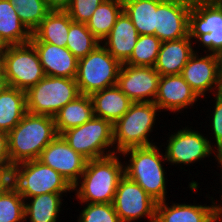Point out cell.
Instances as JSON below:
<instances>
[{
	"label": "cell",
	"instance_id": "6da1fadb",
	"mask_svg": "<svg viewBox=\"0 0 222 222\" xmlns=\"http://www.w3.org/2000/svg\"><path fill=\"white\" fill-rule=\"evenodd\" d=\"M120 154L87 160L80 179L73 191L80 203H112L117 186L124 174V163Z\"/></svg>",
	"mask_w": 222,
	"mask_h": 222
},
{
	"label": "cell",
	"instance_id": "7a4b0ae2",
	"mask_svg": "<svg viewBox=\"0 0 222 222\" xmlns=\"http://www.w3.org/2000/svg\"><path fill=\"white\" fill-rule=\"evenodd\" d=\"M58 135L53 117L27 112L8 133L11 167L38 159L42 150Z\"/></svg>",
	"mask_w": 222,
	"mask_h": 222
},
{
	"label": "cell",
	"instance_id": "3957f363",
	"mask_svg": "<svg viewBox=\"0 0 222 222\" xmlns=\"http://www.w3.org/2000/svg\"><path fill=\"white\" fill-rule=\"evenodd\" d=\"M155 144L147 147H137L125 150L120 155L129 157L128 162L123 161L124 174L139 184L142 189L157 203L167 200V177L164 162L165 154ZM130 155V156H129ZM164 161V162H163ZM166 177V178H165Z\"/></svg>",
	"mask_w": 222,
	"mask_h": 222
},
{
	"label": "cell",
	"instance_id": "277c9868",
	"mask_svg": "<svg viewBox=\"0 0 222 222\" xmlns=\"http://www.w3.org/2000/svg\"><path fill=\"white\" fill-rule=\"evenodd\" d=\"M161 112L154 102H133L129 110L113 124L115 153L137 147L155 145L149 139Z\"/></svg>",
	"mask_w": 222,
	"mask_h": 222
},
{
	"label": "cell",
	"instance_id": "5b68a950",
	"mask_svg": "<svg viewBox=\"0 0 222 222\" xmlns=\"http://www.w3.org/2000/svg\"><path fill=\"white\" fill-rule=\"evenodd\" d=\"M11 184L24 198L47 193L73 192V186L61 174L37 159L14 165Z\"/></svg>",
	"mask_w": 222,
	"mask_h": 222
},
{
	"label": "cell",
	"instance_id": "8992f818",
	"mask_svg": "<svg viewBox=\"0 0 222 222\" xmlns=\"http://www.w3.org/2000/svg\"><path fill=\"white\" fill-rule=\"evenodd\" d=\"M121 65L100 43L88 55L78 59L75 80L80 94L91 96L117 85Z\"/></svg>",
	"mask_w": 222,
	"mask_h": 222
},
{
	"label": "cell",
	"instance_id": "52a82bcc",
	"mask_svg": "<svg viewBox=\"0 0 222 222\" xmlns=\"http://www.w3.org/2000/svg\"><path fill=\"white\" fill-rule=\"evenodd\" d=\"M27 112L54 117L80 95L75 79L45 76L26 92Z\"/></svg>",
	"mask_w": 222,
	"mask_h": 222
},
{
	"label": "cell",
	"instance_id": "ba28073f",
	"mask_svg": "<svg viewBox=\"0 0 222 222\" xmlns=\"http://www.w3.org/2000/svg\"><path fill=\"white\" fill-rule=\"evenodd\" d=\"M61 136L87 160L115 154L113 125L106 119L93 116L84 124L64 131Z\"/></svg>",
	"mask_w": 222,
	"mask_h": 222
},
{
	"label": "cell",
	"instance_id": "9c48e42d",
	"mask_svg": "<svg viewBox=\"0 0 222 222\" xmlns=\"http://www.w3.org/2000/svg\"><path fill=\"white\" fill-rule=\"evenodd\" d=\"M2 70L8 86L25 92L45 77L38 53L30 42L8 45L2 54Z\"/></svg>",
	"mask_w": 222,
	"mask_h": 222
},
{
	"label": "cell",
	"instance_id": "30bf717a",
	"mask_svg": "<svg viewBox=\"0 0 222 222\" xmlns=\"http://www.w3.org/2000/svg\"><path fill=\"white\" fill-rule=\"evenodd\" d=\"M112 204L121 222H136L141 218L155 222L157 202L126 175L119 181Z\"/></svg>",
	"mask_w": 222,
	"mask_h": 222
},
{
	"label": "cell",
	"instance_id": "8fae6325",
	"mask_svg": "<svg viewBox=\"0 0 222 222\" xmlns=\"http://www.w3.org/2000/svg\"><path fill=\"white\" fill-rule=\"evenodd\" d=\"M182 128L170 134L167 140L164 154L168 164L188 166L217 154L207 136L191 127Z\"/></svg>",
	"mask_w": 222,
	"mask_h": 222
},
{
	"label": "cell",
	"instance_id": "7c38bea8",
	"mask_svg": "<svg viewBox=\"0 0 222 222\" xmlns=\"http://www.w3.org/2000/svg\"><path fill=\"white\" fill-rule=\"evenodd\" d=\"M181 75L200 98L208 93L212 95L222 92V75L220 55L206 53L203 56L194 52Z\"/></svg>",
	"mask_w": 222,
	"mask_h": 222
},
{
	"label": "cell",
	"instance_id": "4fadbf2b",
	"mask_svg": "<svg viewBox=\"0 0 222 222\" xmlns=\"http://www.w3.org/2000/svg\"><path fill=\"white\" fill-rule=\"evenodd\" d=\"M159 79L154 67L122 64L117 86L133 102H154Z\"/></svg>",
	"mask_w": 222,
	"mask_h": 222
},
{
	"label": "cell",
	"instance_id": "5bb4252c",
	"mask_svg": "<svg viewBox=\"0 0 222 222\" xmlns=\"http://www.w3.org/2000/svg\"><path fill=\"white\" fill-rule=\"evenodd\" d=\"M61 174L73 186L85 170L87 159L77 153L58 135L41 152L37 159Z\"/></svg>",
	"mask_w": 222,
	"mask_h": 222
},
{
	"label": "cell",
	"instance_id": "9a60e30c",
	"mask_svg": "<svg viewBox=\"0 0 222 222\" xmlns=\"http://www.w3.org/2000/svg\"><path fill=\"white\" fill-rule=\"evenodd\" d=\"M192 1L162 0L156 9L155 36L162 42L187 37Z\"/></svg>",
	"mask_w": 222,
	"mask_h": 222
},
{
	"label": "cell",
	"instance_id": "2e32d148",
	"mask_svg": "<svg viewBox=\"0 0 222 222\" xmlns=\"http://www.w3.org/2000/svg\"><path fill=\"white\" fill-rule=\"evenodd\" d=\"M200 97L183 79L181 74L160 76L158 91L154 103L160 111L180 113L188 106L193 107Z\"/></svg>",
	"mask_w": 222,
	"mask_h": 222
},
{
	"label": "cell",
	"instance_id": "e0dca14e",
	"mask_svg": "<svg viewBox=\"0 0 222 222\" xmlns=\"http://www.w3.org/2000/svg\"><path fill=\"white\" fill-rule=\"evenodd\" d=\"M36 49L45 76L76 78L78 59L67 47L30 42Z\"/></svg>",
	"mask_w": 222,
	"mask_h": 222
},
{
	"label": "cell",
	"instance_id": "ac0fdd59",
	"mask_svg": "<svg viewBox=\"0 0 222 222\" xmlns=\"http://www.w3.org/2000/svg\"><path fill=\"white\" fill-rule=\"evenodd\" d=\"M139 34L124 11L117 17L111 32L100 42L121 64L131 56Z\"/></svg>",
	"mask_w": 222,
	"mask_h": 222
},
{
	"label": "cell",
	"instance_id": "d6986e66",
	"mask_svg": "<svg viewBox=\"0 0 222 222\" xmlns=\"http://www.w3.org/2000/svg\"><path fill=\"white\" fill-rule=\"evenodd\" d=\"M189 35L177 40L162 42L158 58L154 66L160 76L181 74L190 56L199 51L192 45Z\"/></svg>",
	"mask_w": 222,
	"mask_h": 222
},
{
	"label": "cell",
	"instance_id": "ffe728a7",
	"mask_svg": "<svg viewBox=\"0 0 222 222\" xmlns=\"http://www.w3.org/2000/svg\"><path fill=\"white\" fill-rule=\"evenodd\" d=\"M167 200L156 204L155 222H212L217 216L213 204L173 203Z\"/></svg>",
	"mask_w": 222,
	"mask_h": 222
},
{
	"label": "cell",
	"instance_id": "44dd1931",
	"mask_svg": "<svg viewBox=\"0 0 222 222\" xmlns=\"http://www.w3.org/2000/svg\"><path fill=\"white\" fill-rule=\"evenodd\" d=\"M188 29L189 35L222 31V0H193Z\"/></svg>",
	"mask_w": 222,
	"mask_h": 222
},
{
	"label": "cell",
	"instance_id": "7402d4cb",
	"mask_svg": "<svg viewBox=\"0 0 222 222\" xmlns=\"http://www.w3.org/2000/svg\"><path fill=\"white\" fill-rule=\"evenodd\" d=\"M90 97L93 102L94 116L106 119L112 125L129 110L133 103L117 85L95 92Z\"/></svg>",
	"mask_w": 222,
	"mask_h": 222
},
{
	"label": "cell",
	"instance_id": "603a6c76",
	"mask_svg": "<svg viewBox=\"0 0 222 222\" xmlns=\"http://www.w3.org/2000/svg\"><path fill=\"white\" fill-rule=\"evenodd\" d=\"M72 22L73 20L66 11L51 10L32 32L30 42H46L66 47Z\"/></svg>",
	"mask_w": 222,
	"mask_h": 222
},
{
	"label": "cell",
	"instance_id": "cb8c5ba5",
	"mask_svg": "<svg viewBox=\"0 0 222 222\" xmlns=\"http://www.w3.org/2000/svg\"><path fill=\"white\" fill-rule=\"evenodd\" d=\"M26 113L25 91L6 85L0 92V131L9 133Z\"/></svg>",
	"mask_w": 222,
	"mask_h": 222
},
{
	"label": "cell",
	"instance_id": "d4e9b609",
	"mask_svg": "<svg viewBox=\"0 0 222 222\" xmlns=\"http://www.w3.org/2000/svg\"><path fill=\"white\" fill-rule=\"evenodd\" d=\"M94 116L93 102L90 96L80 94L67 103L53 117L59 135L64 131L78 127Z\"/></svg>",
	"mask_w": 222,
	"mask_h": 222
},
{
	"label": "cell",
	"instance_id": "484cf974",
	"mask_svg": "<svg viewBox=\"0 0 222 222\" xmlns=\"http://www.w3.org/2000/svg\"><path fill=\"white\" fill-rule=\"evenodd\" d=\"M64 193H47L26 198L25 221L57 222ZM31 200V201H30Z\"/></svg>",
	"mask_w": 222,
	"mask_h": 222
},
{
	"label": "cell",
	"instance_id": "4316f807",
	"mask_svg": "<svg viewBox=\"0 0 222 222\" xmlns=\"http://www.w3.org/2000/svg\"><path fill=\"white\" fill-rule=\"evenodd\" d=\"M31 35L9 0H0V38L3 42L7 46L26 44Z\"/></svg>",
	"mask_w": 222,
	"mask_h": 222
},
{
	"label": "cell",
	"instance_id": "83f0119b",
	"mask_svg": "<svg viewBox=\"0 0 222 222\" xmlns=\"http://www.w3.org/2000/svg\"><path fill=\"white\" fill-rule=\"evenodd\" d=\"M162 0H123V11L139 35H155L156 9Z\"/></svg>",
	"mask_w": 222,
	"mask_h": 222
},
{
	"label": "cell",
	"instance_id": "f1b7e54d",
	"mask_svg": "<svg viewBox=\"0 0 222 222\" xmlns=\"http://www.w3.org/2000/svg\"><path fill=\"white\" fill-rule=\"evenodd\" d=\"M123 11V0H104L86 23L90 32L101 42Z\"/></svg>",
	"mask_w": 222,
	"mask_h": 222
},
{
	"label": "cell",
	"instance_id": "f546056e",
	"mask_svg": "<svg viewBox=\"0 0 222 222\" xmlns=\"http://www.w3.org/2000/svg\"><path fill=\"white\" fill-rule=\"evenodd\" d=\"M99 44L100 41L90 32L86 24L74 21L70 24L66 47L77 59L88 55Z\"/></svg>",
	"mask_w": 222,
	"mask_h": 222
},
{
	"label": "cell",
	"instance_id": "4dcf8cb0",
	"mask_svg": "<svg viewBox=\"0 0 222 222\" xmlns=\"http://www.w3.org/2000/svg\"><path fill=\"white\" fill-rule=\"evenodd\" d=\"M161 44L162 41L155 35H139L130 58L124 64L154 67Z\"/></svg>",
	"mask_w": 222,
	"mask_h": 222
},
{
	"label": "cell",
	"instance_id": "1f68e13d",
	"mask_svg": "<svg viewBox=\"0 0 222 222\" xmlns=\"http://www.w3.org/2000/svg\"><path fill=\"white\" fill-rule=\"evenodd\" d=\"M0 222H25V201L10 183L0 194Z\"/></svg>",
	"mask_w": 222,
	"mask_h": 222
},
{
	"label": "cell",
	"instance_id": "d6a6232c",
	"mask_svg": "<svg viewBox=\"0 0 222 222\" xmlns=\"http://www.w3.org/2000/svg\"><path fill=\"white\" fill-rule=\"evenodd\" d=\"M20 21L32 33L51 11L44 0H9Z\"/></svg>",
	"mask_w": 222,
	"mask_h": 222
},
{
	"label": "cell",
	"instance_id": "836d02e7",
	"mask_svg": "<svg viewBox=\"0 0 222 222\" xmlns=\"http://www.w3.org/2000/svg\"><path fill=\"white\" fill-rule=\"evenodd\" d=\"M78 222H121L112 203H80Z\"/></svg>",
	"mask_w": 222,
	"mask_h": 222
},
{
	"label": "cell",
	"instance_id": "e575fe53",
	"mask_svg": "<svg viewBox=\"0 0 222 222\" xmlns=\"http://www.w3.org/2000/svg\"><path fill=\"white\" fill-rule=\"evenodd\" d=\"M213 96L215 98L214 110L213 112L211 111L213 115L211 114V118H209V121H211V125H209L212 131L211 136L213 138H210L209 142L212 148L216 149L217 154L222 155V92ZM212 139H214L213 143L211 142Z\"/></svg>",
	"mask_w": 222,
	"mask_h": 222
},
{
	"label": "cell",
	"instance_id": "d590c367",
	"mask_svg": "<svg viewBox=\"0 0 222 222\" xmlns=\"http://www.w3.org/2000/svg\"><path fill=\"white\" fill-rule=\"evenodd\" d=\"M103 1L104 0H71L69 7L65 11L74 22L86 24L96 8Z\"/></svg>",
	"mask_w": 222,
	"mask_h": 222
},
{
	"label": "cell",
	"instance_id": "8d00e7d4",
	"mask_svg": "<svg viewBox=\"0 0 222 222\" xmlns=\"http://www.w3.org/2000/svg\"><path fill=\"white\" fill-rule=\"evenodd\" d=\"M190 39L193 42V45L198 44V48L199 47H203L207 49L203 50V52L205 53H213V54H217L220 55L222 53V31H218V32H211V33H206V34H201V35H189ZM195 39V40H193Z\"/></svg>",
	"mask_w": 222,
	"mask_h": 222
},
{
	"label": "cell",
	"instance_id": "74e56055",
	"mask_svg": "<svg viewBox=\"0 0 222 222\" xmlns=\"http://www.w3.org/2000/svg\"><path fill=\"white\" fill-rule=\"evenodd\" d=\"M0 170L11 172L8 133L0 131Z\"/></svg>",
	"mask_w": 222,
	"mask_h": 222
},
{
	"label": "cell",
	"instance_id": "f35d334b",
	"mask_svg": "<svg viewBox=\"0 0 222 222\" xmlns=\"http://www.w3.org/2000/svg\"><path fill=\"white\" fill-rule=\"evenodd\" d=\"M214 158L216 159V161L218 162V164H219V166L221 167V169H219V170H221V177H219V178H221V185H222V155H218V154H215L214 155ZM221 188H222V186H221ZM220 204L219 203H217L216 204V201H215V199L213 198V196H211V197H209V198H211V202L210 203H212L213 204V206H214V210H215V215L217 216V217H219V218H222V189H221V191H220ZM214 199V200H213ZM215 201V202H214Z\"/></svg>",
	"mask_w": 222,
	"mask_h": 222
},
{
	"label": "cell",
	"instance_id": "ab89813d",
	"mask_svg": "<svg viewBox=\"0 0 222 222\" xmlns=\"http://www.w3.org/2000/svg\"><path fill=\"white\" fill-rule=\"evenodd\" d=\"M46 2V5L50 10H59V11H65L70 3L71 0H44Z\"/></svg>",
	"mask_w": 222,
	"mask_h": 222
},
{
	"label": "cell",
	"instance_id": "60d3db41",
	"mask_svg": "<svg viewBox=\"0 0 222 222\" xmlns=\"http://www.w3.org/2000/svg\"><path fill=\"white\" fill-rule=\"evenodd\" d=\"M11 183V172L0 170V194Z\"/></svg>",
	"mask_w": 222,
	"mask_h": 222
},
{
	"label": "cell",
	"instance_id": "b9f144b4",
	"mask_svg": "<svg viewBox=\"0 0 222 222\" xmlns=\"http://www.w3.org/2000/svg\"><path fill=\"white\" fill-rule=\"evenodd\" d=\"M4 74H0V92L6 87Z\"/></svg>",
	"mask_w": 222,
	"mask_h": 222
},
{
	"label": "cell",
	"instance_id": "7bdbcfd3",
	"mask_svg": "<svg viewBox=\"0 0 222 222\" xmlns=\"http://www.w3.org/2000/svg\"><path fill=\"white\" fill-rule=\"evenodd\" d=\"M6 48H7V45L0 38V54H3V52L6 50Z\"/></svg>",
	"mask_w": 222,
	"mask_h": 222
},
{
	"label": "cell",
	"instance_id": "ee69618b",
	"mask_svg": "<svg viewBox=\"0 0 222 222\" xmlns=\"http://www.w3.org/2000/svg\"><path fill=\"white\" fill-rule=\"evenodd\" d=\"M0 74H3V70H2V54H0Z\"/></svg>",
	"mask_w": 222,
	"mask_h": 222
},
{
	"label": "cell",
	"instance_id": "f6af8a7d",
	"mask_svg": "<svg viewBox=\"0 0 222 222\" xmlns=\"http://www.w3.org/2000/svg\"><path fill=\"white\" fill-rule=\"evenodd\" d=\"M212 222H222V218L216 217Z\"/></svg>",
	"mask_w": 222,
	"mask_h": 222
},
{
	"label": "cell",
	"instance_id": "bcb514c9",
	"mask_svg": "<svg viewBox=\"0 0 222 222\" xmlns=\"http://www.w3.org/2000/svg\"><path fill=\"white\" fill-rule=\"evenodd\" d=\"M220 65H221V75H222V53L220 54Z\"/></svg>",
	"mask_w": 222,
	"mask_h": 222
}]
</instances>
